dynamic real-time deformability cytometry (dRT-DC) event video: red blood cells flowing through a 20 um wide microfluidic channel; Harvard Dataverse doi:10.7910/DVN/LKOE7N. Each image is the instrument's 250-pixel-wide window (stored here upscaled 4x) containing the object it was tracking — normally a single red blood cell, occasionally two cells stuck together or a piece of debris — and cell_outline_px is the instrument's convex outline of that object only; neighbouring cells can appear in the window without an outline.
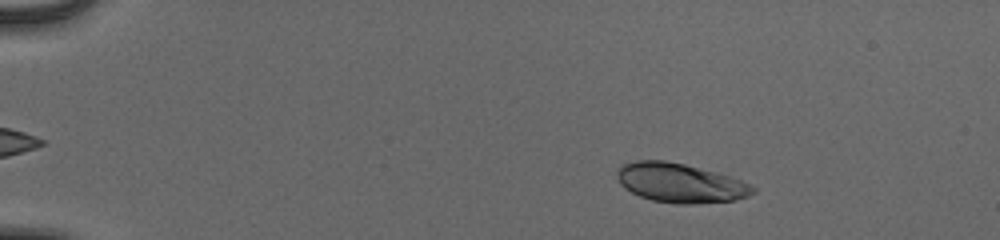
{"species": "human", "species_latin": "Homo sapiens", "temperature_condition": "cold", "stored_images_in_passage": 55, "camera_frame_rate_fps": 3000, "um_per_image_px": 0.085, "donor": {"sex": "male"}, "frame": {"image": 1, "passage_image": 10, "time_ms": 3.0, "image_size_px": [1000, 240], "cell_outline_px": [[756, 192], [748, 196], [736, 200], [696, 204], [676, 204], [652, 200], [640, 196], [624, 188], [620, 184], [616, 176], [616, 172], [620, 164], [636, 160], [664, 160], [684, 164], [716, 172], [752, 184], [756, 188]], "centroid_in_image_um": [57.81, 15.55], "position_along_channel_um": 27.2, "area_um2": 31.33}}
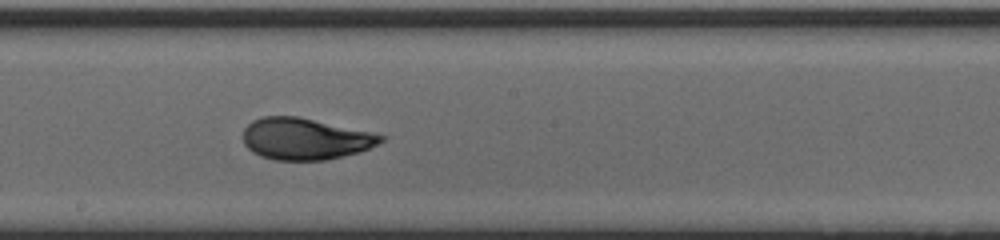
{"frame": {"image": 2, "passage_image": 33, "time_ms": 10.667, "image_size_px": [1000, 240], "cell_outline_px": [[388, 136], [380, 144], [360, 152], [328, 160], [276, 160], [260, 156], [252, 152], [244, 144], [244, 128], [252, 120], [264, 116], [296, 116]], "centroid_in_image_um": [25.95, 11.81], "position_along_channel_um": 222.3, "area_um2": 33.41}}
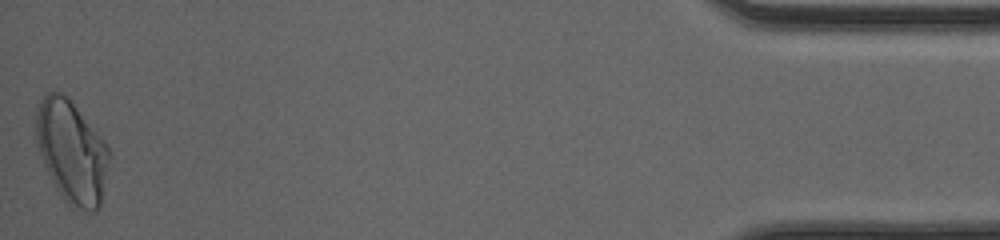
{"frame": {"image": 3, "passage_image": 55, "time_ms": 18.0, "image_size_px": [1000, 240], "cell_outline_px": [[108, 160], [100, 208], [96, 212], [88, 212], [72, 208], [64, 200], [56, 188], [44, 164], [36, 144], [36, 112], [40, 100], [48, 92], [64, 92], [72, 100], [104, 140], [108, 148]], "centroid_in_image_um": [6.08, 12.89], "position_along_channel_um": 429.1, "area_um2": 43.7}, "authors_computed_cell_mechanics": {"area_um2": 32.5992, "velocity_mm_per_s": 3.9042, "shape_relaxation_time_tau1_ms": 3.4703, "shape_relaxation_time_tau2_ms": 0.6832, "deformation_change_tau1": 0.1697, "deformation_change_tau2": 0.0494}}